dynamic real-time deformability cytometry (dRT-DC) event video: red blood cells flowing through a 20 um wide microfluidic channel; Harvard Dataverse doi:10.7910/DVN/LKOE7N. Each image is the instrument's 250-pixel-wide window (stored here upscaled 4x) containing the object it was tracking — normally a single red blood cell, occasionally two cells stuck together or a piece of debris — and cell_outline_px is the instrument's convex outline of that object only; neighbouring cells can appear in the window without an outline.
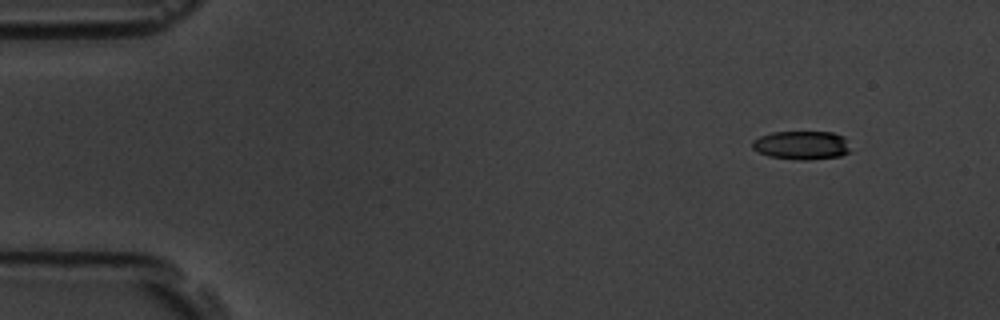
{"species": "common noctule bat (a hibernating species)", "species_latin": "Nyctalus noctula", "temperature_condition": "room temperature", "stored_images_in_passage": 10, "camera_frame_rate_fps": 3000, "um_per_image_px": 0.085, "animal": {"sex": "male", "body_mass_g": 19.5, "forearm_length_mm": 54.6}, "frame": {"image": 1, "passage_image": 1, "time_ms": 0.0, "image_size_px": [1000, 320], "cell_outline_px": [[852, 152], [840, 156], [808, 160], [796, 160], [768, 156], [756, 152], [752, 148], [752, 140], [760, 136], [772, 132], [832, 132], [844, 136]], "centroid_in_image_um": [68.13, 12.35], "position_along_channel_um": 16.9, "area_um2": 16.65}}
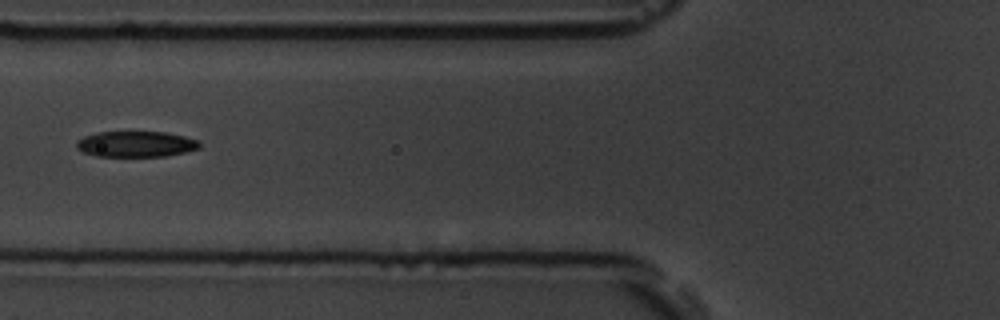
{"frame": {"image": 2, "passage_image": 6, "time_ms": 5.667, "image_size_px": [1000, 320], "cell_outline_px": [[200, 148], [184, 152], [164, 156], [96, 156], [84, 152], [76, 148], [76, 140], [84, 136], [96, 132], [164, 132], [184, 136], [200, 140]], "centroid_in_image_um": [11.54, 12.24], "position_along_channel_um": 114.3, "area_um2": 18.5}}
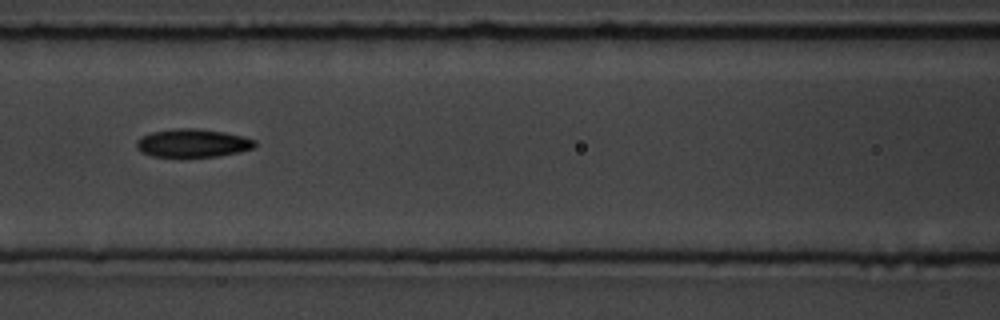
{"frame": {"image": 3, "passage_image": 7, "time_ms": 6.667, "image_size_px": [1000, 320], "cell_outline_px": [[256, 144], [252, 148], [240, 152], [220, 156], [152, 156], [140, 152], [136, 148], [136, 140], [152, 132], [176, 128], [196, 128], [224, 132], [244, 136], [256, 140]], "centroid_in_image_um": [16.39, 12.16], "position_along_channel_um": 150.2, "area_um2": 19.42}}